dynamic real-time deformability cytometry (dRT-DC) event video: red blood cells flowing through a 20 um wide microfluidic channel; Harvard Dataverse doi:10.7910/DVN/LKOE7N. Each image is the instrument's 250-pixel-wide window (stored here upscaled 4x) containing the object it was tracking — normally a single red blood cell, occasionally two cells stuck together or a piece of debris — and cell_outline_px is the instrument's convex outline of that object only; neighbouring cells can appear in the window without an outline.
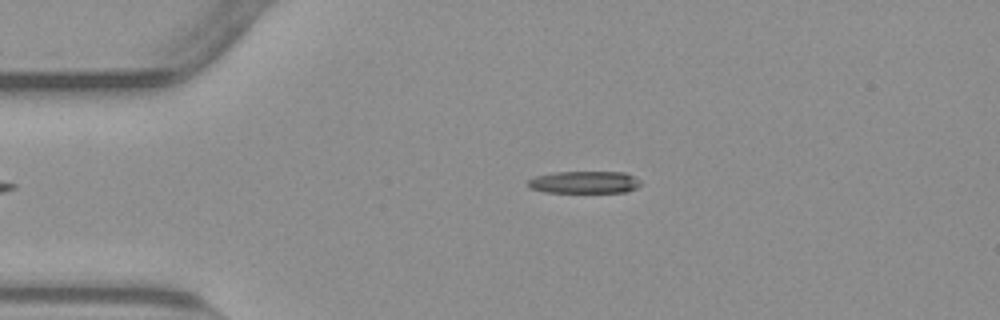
{"species": "common noctule bat (a hibernating species)", "species_latin": "Nyctalus noctula", "temperature_condition": "warm", "stored_images_in_passage": 55, "camera_frame_rate_fps": 3000, "um_per_image_px": 0.085, "animal": {"sex": "male", "body_mass_g": 23.1, "forearm_length_mm": 52.7}, "frame": {"image": 1, "passage_image": 12, "time_ms": 3.667, "image_size_px": [1000, 320], "cell_outline_px": [[640, 184], [636, 188], [624, 192], [544, 192], [532, 188], [528, 184], [528, 180], [536, 176], [552, 172], [624, 172], [640, 180]], "centroid_in_image_um": [49.67, 15.48], "position_along_channel_um": 35.3, "area_um2": 14.45}}
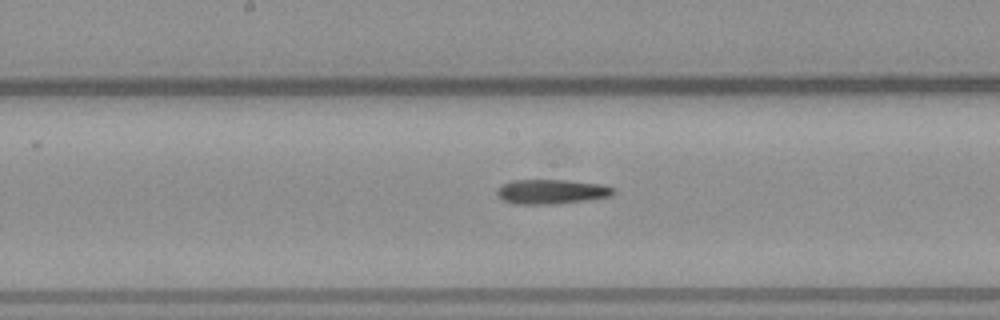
{"frame": {"image": 2, "passage_image": 28, "time_ms": 9.0, "image_size_px": [1000, 320], "cell_outline_px": [[616, 192], [612, 196], [556, 204], [512, 204], [496, 196], [496, 188], [500, 184], [512, 180], [564, 180], [600, 184], [616, 188]], "centroid_in_image_um": [46.83, 16.29], "position_along_channel_um": 201.4, "area_um2": 16.88}}
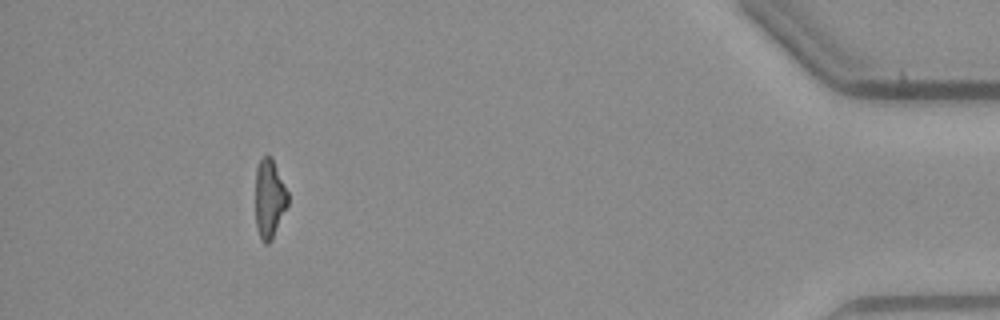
{"frame": {"image": 3, "passage_image": 50, "time_ms": 16.333, "image_size_px": [1000, 320], "cell_outline_px": [[288, 204], [272, 240], [268, 244], [264, 244], [260, 236], [256, 224], [256, 168], [260, 160], [264, 156], [272, 156], [288, 192]], "centroid_in_image_um": [22.91, 16.88], "position_along_channel_um": 412.3, "area_um2": 14.85}}